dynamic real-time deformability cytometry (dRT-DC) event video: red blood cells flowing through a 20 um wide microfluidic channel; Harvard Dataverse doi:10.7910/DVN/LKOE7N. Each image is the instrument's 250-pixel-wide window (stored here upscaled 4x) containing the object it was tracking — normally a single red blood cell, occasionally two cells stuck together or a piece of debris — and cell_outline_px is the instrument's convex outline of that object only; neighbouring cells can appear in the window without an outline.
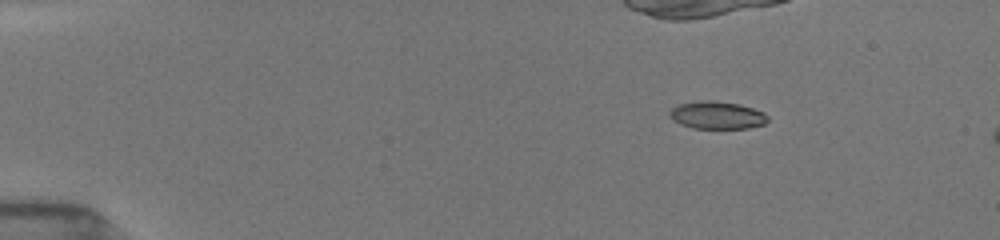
{"species": "common noctule bat (a hibernating species)", "species_latin": "Nyctalus noctula", "temperature_condition": "room temperature", "stored_images_in_passage": 8, "camera_frame_rate_fps": 3000, "um_per_image_px": 0.085, "animal": {"sex": "female", "body_mass_g": 19.5, "forearm_length_mm": 54.1}, "frame": {"image": 1, "passage_image": 5, "time_ms": 2.333, "image_size_px": [1000, 240], "cell_outline_px": [[768, 120], [764, 124], [748, 128], [692, 128], [680, 124], [672, 120], [668, 116], [668, 112], [676, 104], [700, 100], [716, 100], [740, 104], [764, 112], [768, 116]], "centroid_in_image_um": [60.9, 9.78], "position_along_channel_um": 24.1, "area_um2": 16.07}}